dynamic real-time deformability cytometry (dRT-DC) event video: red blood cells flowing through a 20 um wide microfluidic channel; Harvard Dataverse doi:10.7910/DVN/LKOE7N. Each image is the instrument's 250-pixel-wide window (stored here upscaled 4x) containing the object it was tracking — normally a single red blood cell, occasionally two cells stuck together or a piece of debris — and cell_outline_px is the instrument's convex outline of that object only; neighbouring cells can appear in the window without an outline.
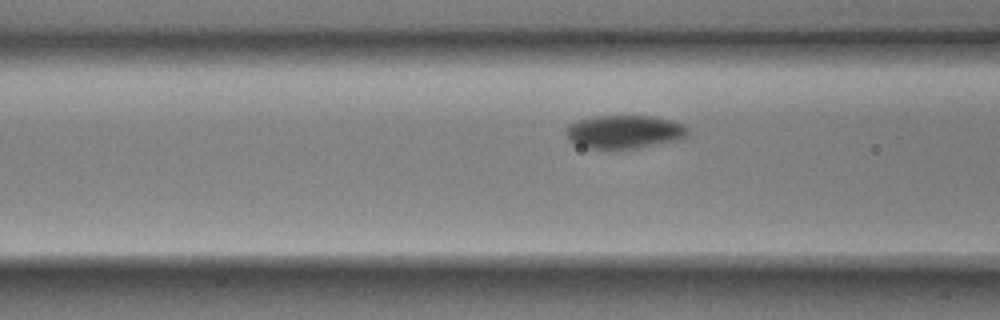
{"species": "Egyptian fruit bat (a non-hibernating species)", "species_latin": "Rousettus aegyptiacus", "temperature_condition": "room temperature", "stored_images_in_passage": 17, "camera_frame_rate_fps": 3000, "um_per_image_px": 0.085, "animal": {"sex": "male"}, "frame": {"image": 1, "passage_image": 15, "time_ms": 4.667, "image_size_px": [1000, 320], "cell_outline_px": [[688, 132], [684, 136], [676, 140], [636, 148], [584, 148], [568, 140], [564, 132], [564, 128], [568, 124], [580, 120], [600, 116], [652, 116], [672, 120], [684, 124], [688, 128]], "centroid_in_image_um": [53.02, 11.2], "position_along_channel_um": 113.6, "area_um2": 23.52}}